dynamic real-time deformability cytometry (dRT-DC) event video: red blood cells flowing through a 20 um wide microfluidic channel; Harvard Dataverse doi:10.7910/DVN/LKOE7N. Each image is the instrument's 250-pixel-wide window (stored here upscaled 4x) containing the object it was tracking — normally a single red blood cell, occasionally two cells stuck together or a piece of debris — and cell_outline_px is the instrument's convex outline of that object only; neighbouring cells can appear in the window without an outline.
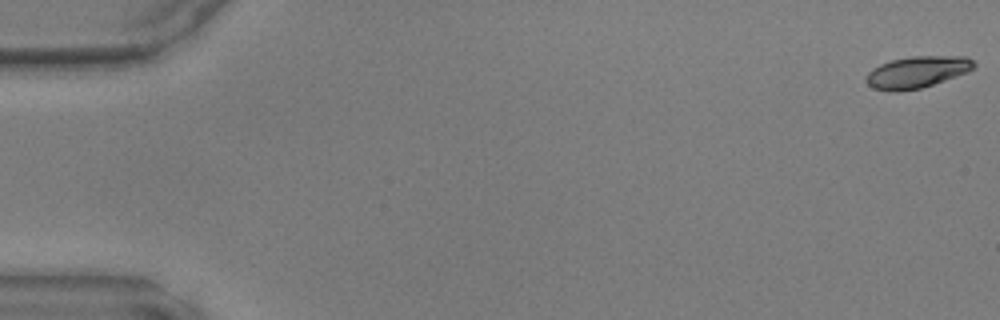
{"species": "common noctule bat (a hibernating species)", "species_latin": "Nyctalus noctula", "temperature_condition": "warm", "stored_images_in_passage": 8, "camera_frame_rate_fps": 3000, "um_per_image_px": 0.085, "animal": {"sex": "male", "body_mass_g": 17.9, "forearm_length_mm": 54.2}, "frame": {"image": 1, "passage_image": 1, "time_ms": 0.0, "image_size_px": [1000, 320], "cell_outline_px": [[976, 68], [968, 72], [920, 88], [900, 92], [888, 92], [872, 88], [864, 80], [864, 76], [872, 68], [880, 64], [892, 60], [908, 56], [968, 56], [976, 64]], "centroid_in_image_um": [77.92, 6.13], "position_along_channel_um": 7.1, "area_um2": 20.23}}